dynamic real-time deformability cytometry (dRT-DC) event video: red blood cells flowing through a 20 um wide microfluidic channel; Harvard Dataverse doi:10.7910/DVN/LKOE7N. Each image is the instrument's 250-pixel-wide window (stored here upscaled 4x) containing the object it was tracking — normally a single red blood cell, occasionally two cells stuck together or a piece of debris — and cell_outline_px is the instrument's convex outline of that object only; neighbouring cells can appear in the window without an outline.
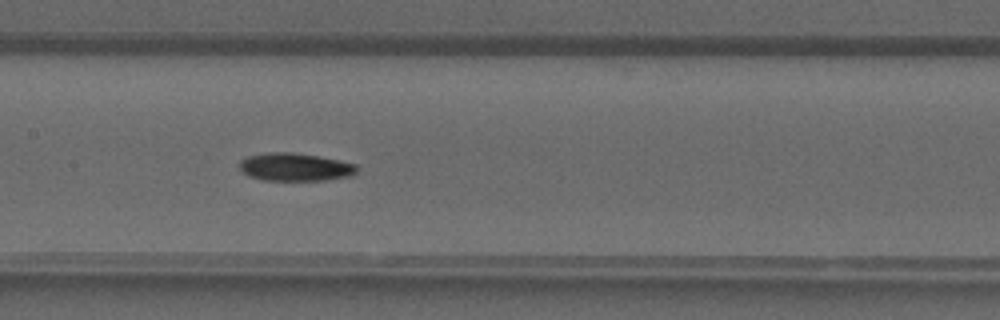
{"species": "common noctule bat (a hibernating species)", "species_latin": "Nyctalus noctula", "temperature_condition": "warm", "stored_images_in_passage": 28, "camera_frame_rate_fps": 3000, "um_per_image_px": 0.085, "animal": {"sex": "male", "forearm_length_mm": 52.5}, "frame": {"image": 1, "passage_image": 8, "time_ms": 2.333, "image_size_px": [1000, 320], "cell_outline_px": [[356, 172], [352, 176], [324, 180], [264, 180], [248, 176], [240, 168], [240, 160], [248, 156], [268, 152], [292, 152], [316, 156], [356, 164]], "centroid_in_image_um": [25.06, 14.2], "position_along_channel_um": 182.3, "area_um2": 18.9}}
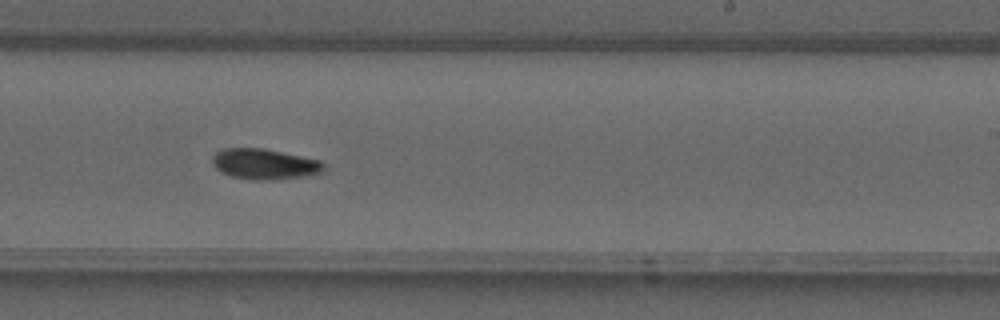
{"frame": {"image": 2, "passage_image": 13, "time_ms": 4.0, "image_size_px": [1000, 320], "cell_outline_px": [[324, 168], [320, 172], [312, 176], [272, 180], [256, 180], [232, 176], [220, 172], [212, 164], [212, 156], [216, 152], [224, 148], [264, 148], [320, 160], [324, 164]], "centroid_in_image_um": [22.48, 13.95], "position_along_channel_um": 266.5, "area_um2": 20.0}}
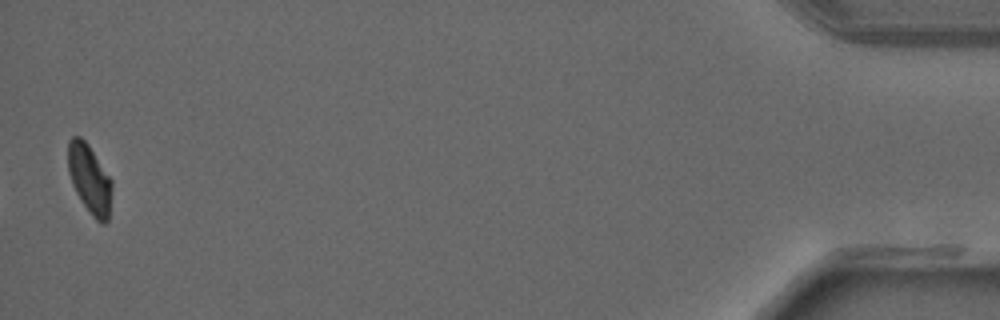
{"frame": {"image": 3, "passage_image": 28, "time_ms": 9.0, "image_size_px": [1000, 320], "cell_outline_px": [[112, 188], [108, 220], [104, 224], [100, 224], [92, 216], [80, 200], [72, 184], [68, 172], [68, 140], [72, 136], [80, 136], [88, 144], [112, 180]], "centroid_in_image_um": [7.61, 15.22], "position_along_channel_um": 427.6, "area_um2": 17.74}}